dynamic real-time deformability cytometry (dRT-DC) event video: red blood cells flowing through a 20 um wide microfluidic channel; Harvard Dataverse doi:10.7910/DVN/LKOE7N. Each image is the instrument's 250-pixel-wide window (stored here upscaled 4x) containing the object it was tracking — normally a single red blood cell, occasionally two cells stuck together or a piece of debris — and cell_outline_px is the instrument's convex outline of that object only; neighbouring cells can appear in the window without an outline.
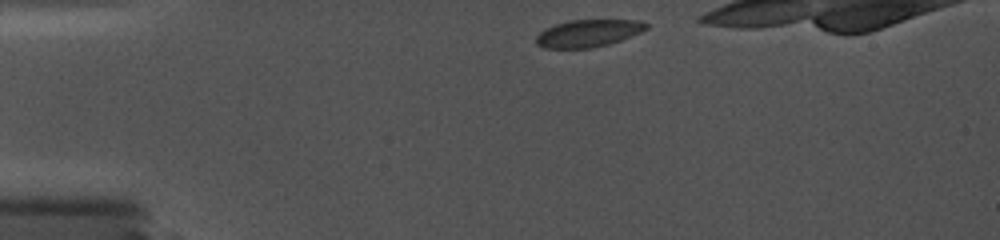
{"species": "common noctule bat (a hibernating species)", "species_latin": "Nyctalus noctula", "temperature_condition": "cold", "stored_images_in_passage": 30, "camera_frame_rate_fps": 5000, "um_per_image_px": 0.085, "animal": {"sex": "female", "body_mass_g": 19.0, "forearm_length_mm": 56.7}, "frame": {"image": 1, "passage_image": 1, "time_ms": 0.0, "image_size_px": [1000, 240], "cell_outline_px": [[648, 28], [640, 32], [620, 40], [608, 44], [592, 48], [544, 48], [536, 44], [536, 36], [544, 28], [568, 20], [640, 20], [648, 24]], "centroid_in_image_um": [49.97, 2.82], "position_along_channel_um": 35.0, "area_um2": 17.51}}
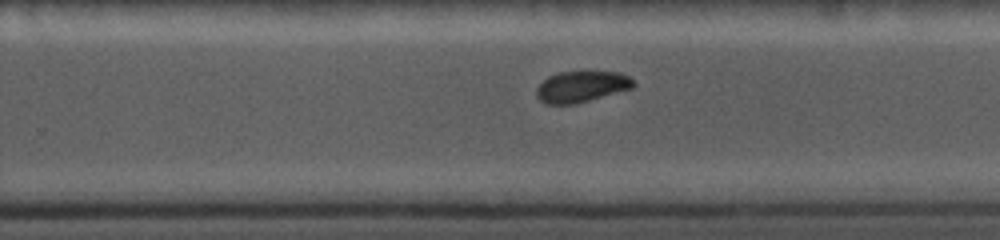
{"frame": {"image": 2, "passage_image": 20, "time_ms": 7.8, "image_size_px": [1000, 240], "cell_outline_px": [[636, 84], [632, 88], [576, 104], [544, 104], [536, 96], [536, 88], [548, 76], [560, 72], [588, 68], [620, 72], [636, 80]], "centroid_in_image_um": [49.46, 7.3], "position_along_channel_um": 280.3, "area_um2": 18.5}}
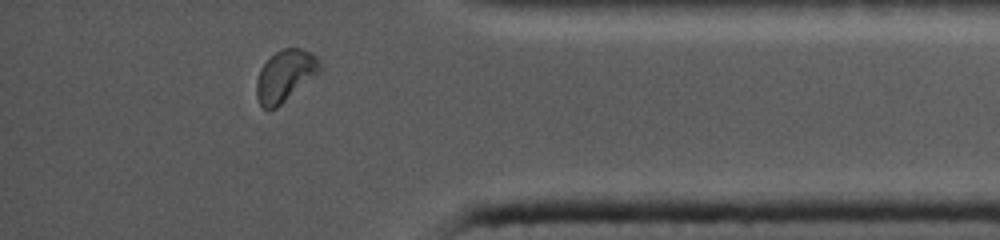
{"frame": {"image": 3, "passage_image": 29, "time_ms": 11.4, "image_size_px": [1000, 240], "cell_outline_px": [[320, 68], [316, 72], [276, 108], [268, 112], [260, 104], [256, 96], [256, 80], [260, 68], [276, 52], [284, 48], [300, 48], [316, 56], [320, 60]], "centroid_in_image_um": [24.16, 6.44], "position_along_channel_um": 411.0, "area_um2": 18.32}}